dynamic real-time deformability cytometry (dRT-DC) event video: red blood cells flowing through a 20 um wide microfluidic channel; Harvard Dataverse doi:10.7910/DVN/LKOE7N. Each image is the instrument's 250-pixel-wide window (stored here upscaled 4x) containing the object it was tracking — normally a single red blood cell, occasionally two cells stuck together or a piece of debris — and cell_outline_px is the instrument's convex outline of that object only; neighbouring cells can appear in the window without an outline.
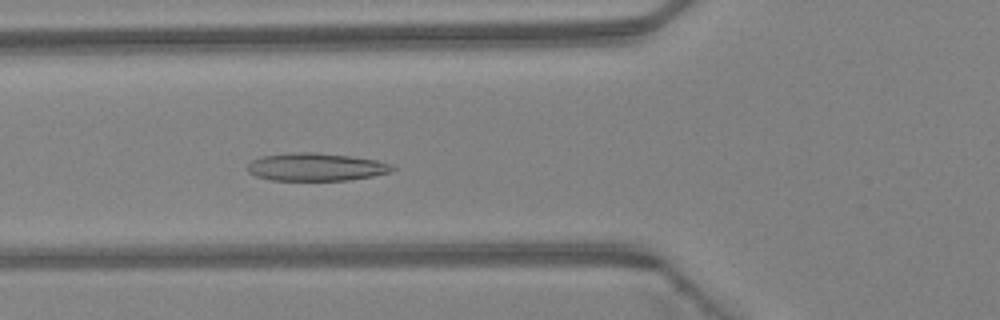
{"species": "Egyptian fruit bat (a non-hibernating species)", "species_latin": "Rousettus aegyptiacus", "temperature_condition": "warm", "stored_images_in_passage": 49, "camera_frame_rate_fps": 3000, "um_per_image_px": 0.085, "animal": {"sex": "female"}, "frame": {"image": 1, "passage_image": 18, "time_ms": 5.667, "image_size_px": [1000, 320], "cell_outline_px": [[396, 168], [392, 172], [372, 176], [348, 180], [272, 180], [256, 176], [248, 172], [244, 168], [252, 160], [264, 156], [292, 152], [316, 152], [352, 156], [376, 160], [392, 164]], "centroid_in_image_um": [26.87, 14.19], "position_along_channel_um": 98.9, "area_um2": 23.64}}
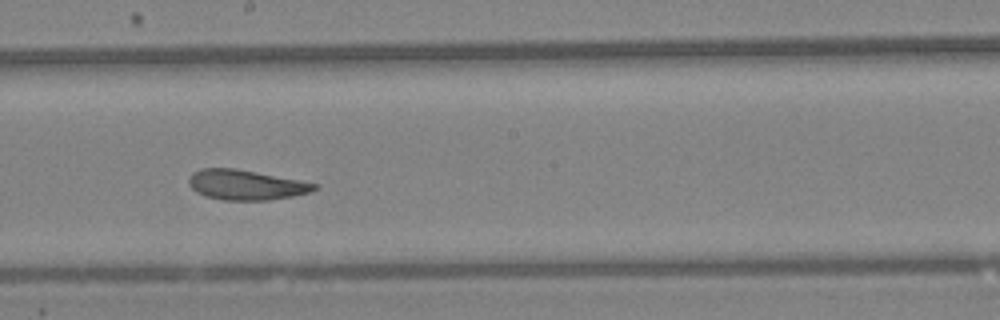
{"frame": {"image": 2, "passage_image": 27, "time_ms": 8.667, "image_size_px": [1000, 320], "cell_outline_px": [[320, 184], [312, 192], [292, 196], [268, 200], [224, 200], [204, 196], [196, 192], [188, 184], [188, 180], [192, 172], [200, 168], [232, 168]], "centroid_in_image_um": [20.87, 15.72], "position_along_channel_um": 227.3, "area_um2": 21.85}}
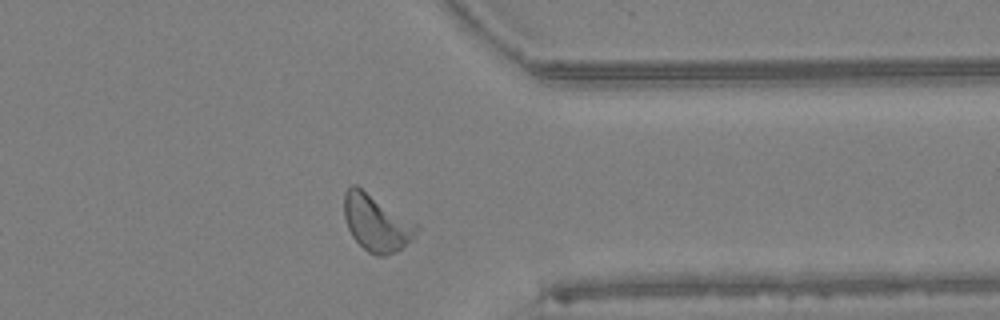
{"frame": {"image": 3, "passage_image": 38, "time_ms": 12.333, "image_size_px": [1000, 320], "cell_outline_px": [[420, 228], [412, 240], [396, 252], [384, 256], [376, 256], [368, 252], [352, 236], [348, 228], [344, 216], [344, 192], [352, 184], [356, 184], [420, 224]], "centroid_in_image_um": [32.03, 18.93], "position_along_channel_um": 379.4, "area_um2": 24.28}, "authors_computed_cell_mechanics": {"area_um2": 23.2934, "velocity_mm_per_s": 4.3085, "shape_relaxation_time_tau1_ms": 4.1357, "shape_relaxation_time_tau2_ms": 1.9845, "deformation_change_tau1": 0.1018, "deformation_change_tau2": 0.0868}}